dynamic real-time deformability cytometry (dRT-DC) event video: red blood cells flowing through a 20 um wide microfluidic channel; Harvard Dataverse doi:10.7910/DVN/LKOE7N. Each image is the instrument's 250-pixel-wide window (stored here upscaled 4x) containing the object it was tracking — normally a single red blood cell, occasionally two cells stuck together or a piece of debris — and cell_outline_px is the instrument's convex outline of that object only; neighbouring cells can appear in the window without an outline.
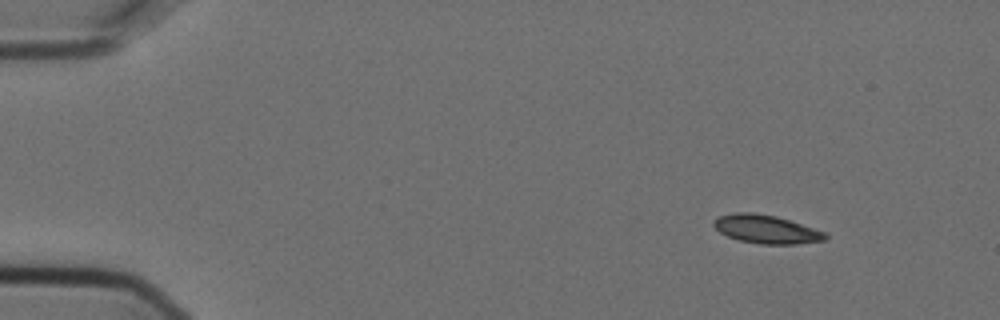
{"species": "Egyptian fruit bat (a non-hibernating species)", "species_latin": "Rousettus aegyptiacus", "temperature_condition": "cold", "stored_images_in_passage": 5, "camera_frame_rate_fps": 3000, "um_per_image_px": 0.085, "animal": {"sex": "female"}, "frame": {"image": 1, "passage_image": 1, "time_ms": 0.0, "image_size_px": [1000, 320], "cell_outline_px": [[828, 236], [824, 240], [796, 244], [760, 244], [740, 240], [728, 236], [720, 232], [712, 224], [712, 220], [720, 216], [736, 212], [752, 212], [776, 216], [824, 232]], "centroid_in_image_um": [65.09, 19.48], "position_along_channel_um": 19.9, "area_um2": 18.21}}